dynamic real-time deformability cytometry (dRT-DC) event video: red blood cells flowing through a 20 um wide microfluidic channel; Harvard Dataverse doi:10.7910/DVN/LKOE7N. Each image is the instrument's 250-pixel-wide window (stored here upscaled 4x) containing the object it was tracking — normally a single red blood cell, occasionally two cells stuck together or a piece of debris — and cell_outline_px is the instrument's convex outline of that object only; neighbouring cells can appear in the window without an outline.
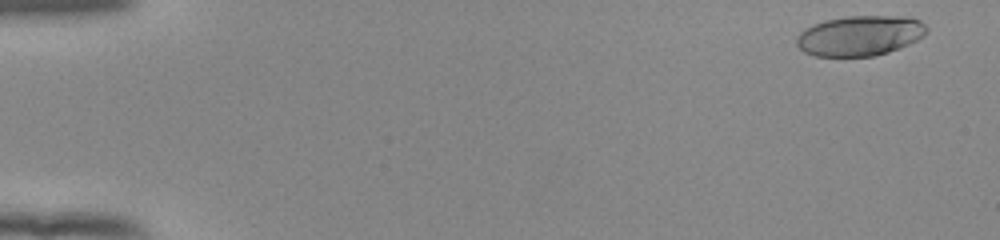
{"species": "human", "species_latin": "Homo sapiens", "temperature_condition": "room temperature", "stored_images_in_passage": 7, "camera_frame_rate_fps": 3000, "um_per_image_px": 0.085, "donor": {"sex": "female"}, "frame": {"image": 1, "passage_image": 3, "time_ms": 0.667, "image_size_px": [1000, 240], "cell_outline_px": [[928, 32], [924, 36], [900, 48], [888, 52], [872, 56], [816, 56], [804, 52], [796, 44], [796, 36], [800, 32], [812, 24], [824, 20], [844, 16], [908, 16], [920, 20], [928, 28]], "centroid_in_image_um": [73.09, 3.02], "position_along_channel_um": 11.9, "area_um2": 30.69}}